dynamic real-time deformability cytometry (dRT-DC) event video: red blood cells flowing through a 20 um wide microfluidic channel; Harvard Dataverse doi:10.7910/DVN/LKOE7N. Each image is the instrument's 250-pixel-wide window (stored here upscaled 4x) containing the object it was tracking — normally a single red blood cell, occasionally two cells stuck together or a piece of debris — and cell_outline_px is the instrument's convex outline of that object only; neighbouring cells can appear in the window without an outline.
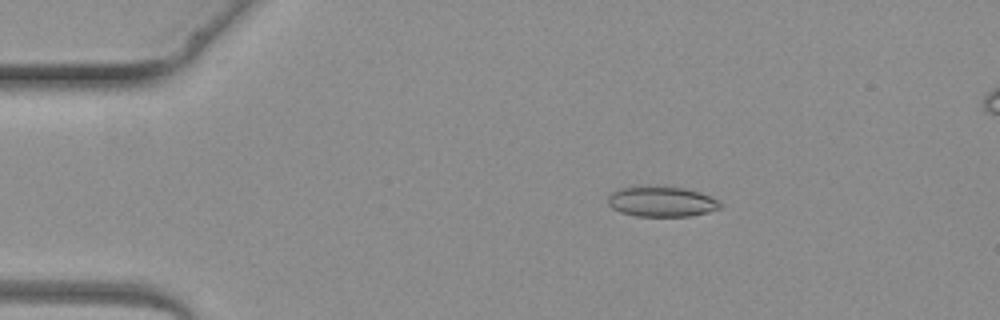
{"species": "common noctule bat (a hibernating species)", "species_latin": "Nyctalus noctula", "temperature_condition": "warm", "stored_images_in_passage": 4, "camera_frame_rate_fps": 3000, "um_per_image_px": 0.085, "animal": {"sex": "female", "body_mass_g": 19.3, "forearm_length_mm": 54.1}, "frame": {"image": 1, "passage_image": 2, "time_ms": 1.667, "image_size_px": [1000, 320], "cell_outline_px": [[724, 204], [720, 208], [708, 212], [692, 216], [636, 216], [620, 212], [612, 208], [608, 204], [608, 196], [612, 192], [620, 188], [656, 184], [684, 188], [700, 192]], "centroid_in_image_um": [56.22, 17.11], "position_along_channel_um": 28.8, "area_um2": 20.23}}